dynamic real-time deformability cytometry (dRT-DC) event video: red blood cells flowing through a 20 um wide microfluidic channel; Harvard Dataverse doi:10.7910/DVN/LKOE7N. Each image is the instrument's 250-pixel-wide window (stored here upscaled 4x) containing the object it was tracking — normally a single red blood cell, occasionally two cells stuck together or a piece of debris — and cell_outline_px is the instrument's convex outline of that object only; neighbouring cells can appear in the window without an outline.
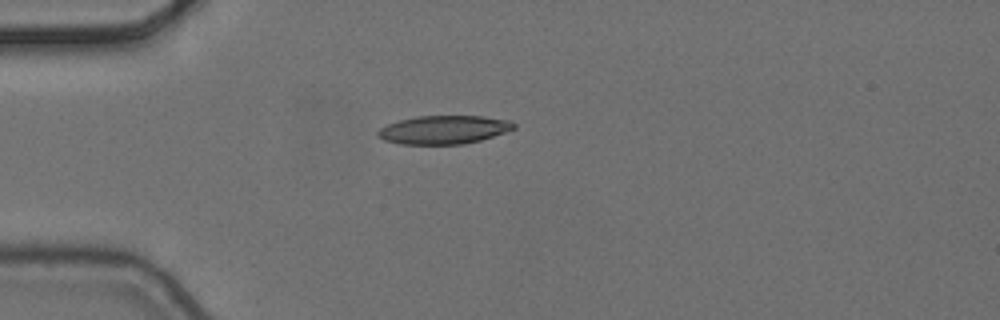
{"species": "common noctule bat (a hibernating species)", "species_latin": "Nyctalus noctula", "temperature_condition": "cold", "stored_images_in_passage": 4, "camera_frame_rate_fps": 3000, "um_per_image_px": 0.085, "animal": {"sex": "female", "body_mass_g": 24.6, "forearm_length_mm": 56.2}, "frame": {"image": 1, "passage_image": 1, "time_ms": 0.0, "image_size_px": [1000, 320], "cell_outline_px": [[516, 128], [480, 140], [464, 144], [400, 144], [384, 140], [376, 136], [376, 132], [380, 128], [388, 124], [400, 120], [416, 116], [484, 116], [512, 120], [516, 124]], "centroid_in_image_um": [37.72, 11.02], "position_along_channel_um": 47.3, "area_um2": 22.6}}
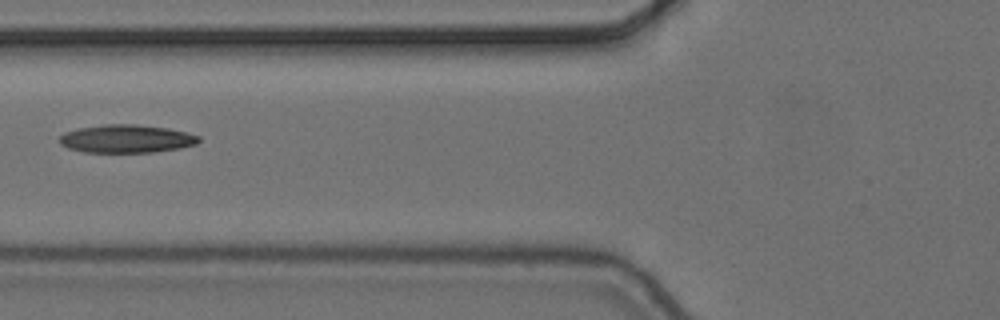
{"frame": {"image": 2, "passage_image": 3, "time_ms": 0.667, "image_size_px": [1000, 320], "cell_outline_px": [[200, 140], [196, 144], [180, 148], [152, 152], [84, 152], [68, 148], [60, 144], [60, 136], [64, 132], [76, 128], [104, 124], [136, 124], [168, 128], [188, 132], [200, 136]], "centroid_in_image_um": [10.74, 11.78], "position_along_channel_um": 115.1, "area_um2": 22.95}}
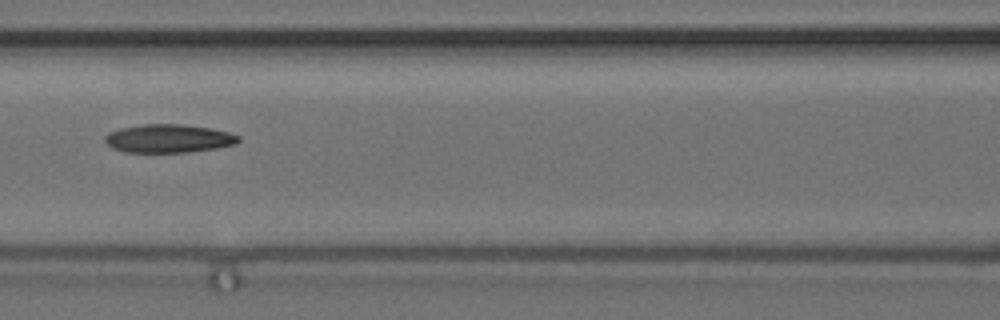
{"frame": {"image": 3, "passage_image": 4, "time_ms": 1.0, "image_size_px": [1000, 320], "cell_outline_px": [[240, 140], [236, 144], [216, 148], [188, 152], [124, 152], [112, 148], [104, 140], [104, 136], [108, 132], [120, 128], [144, 124], [180, 124], [212, 128], [228, 132], [240, 136]], "centroid_in_image_um": [14.32, 11.77], "position_along_channel_um": 152.3, "area_um2": 22.14}}